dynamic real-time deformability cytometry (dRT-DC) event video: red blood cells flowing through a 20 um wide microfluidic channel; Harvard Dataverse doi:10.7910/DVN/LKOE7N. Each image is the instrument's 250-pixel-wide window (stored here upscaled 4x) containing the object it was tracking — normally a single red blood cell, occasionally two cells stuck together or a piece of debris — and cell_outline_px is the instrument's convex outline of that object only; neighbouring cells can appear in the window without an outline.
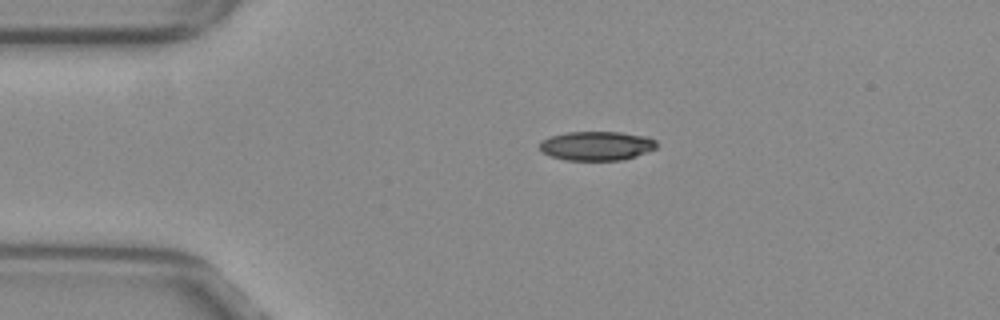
{"species": "common noctule bat (a hibernating species)", "species_latin": "Nyctalus noctula", "temperature_condition": "warm", "stored_images_in_passage": 43, "camera_frame_rate_fps": 3000, "um_per_image_px": 0.085, "animal": {"sex": "female", "body_mass_g": 29.2, "forearm_length_mm": 56.3}, "frame": {"image": 1, "passage_image": 1, "time_ms": 0.0, "image_size_px": [1000, 320], "cell_outline_px": [[656, 148], [636, 156], [624, 160], [564, 160], [540, 152], [540, 140], [552, 136], [568, 132], [620, 132], [648, 136], [656, 140]], "centroid_in_image_um": [50.71, 12.39], "position_along_channel_um": 34.3, "area_um2": 19.94}}
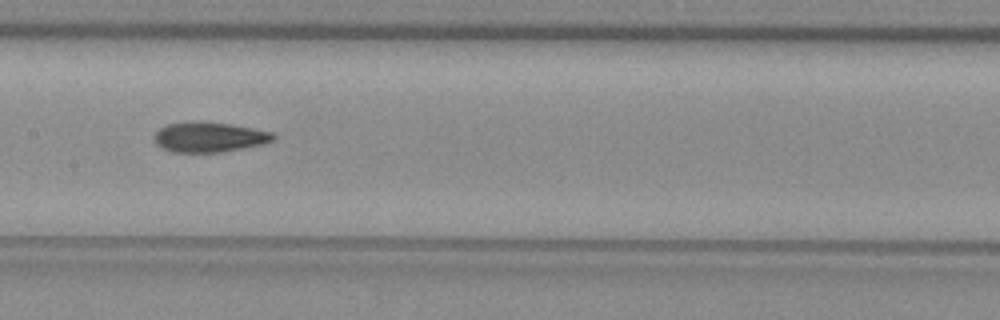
{"frame": {"image": 2, "passage_image": 16, "time_ms": 5.0, "image_size_px": [1000, 320], "cell_outline_px": [[276, 136], [272, 140], [264, 144], [220, 152], [172, 152], [160, 148], [156, 144], [156, 132], [160, 128], [168, 124], [228, 124], [252, 128], [272, 132]], "centroid_in_image_um": [17.81, 11.7], "position_along_channel_um": 189.6, "area_um2": 19.88}}
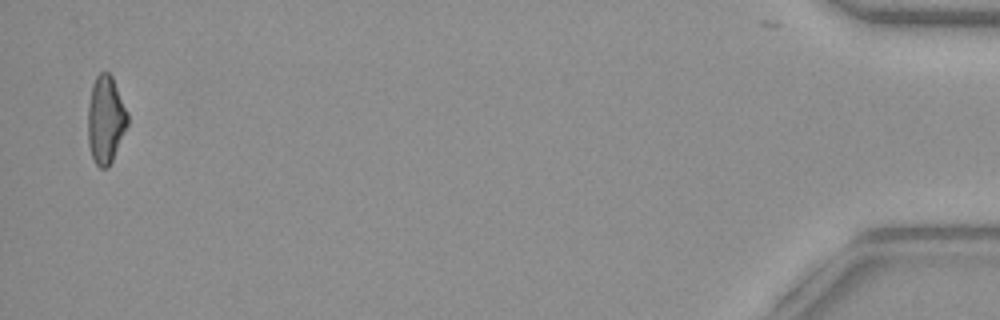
{"frame": {"image": 3, "passage_image": 42, "time_ms": 13.667, "image_size_px": [1000, 320], "cell_outline_px": [[128, 124], [112, 160], [108, 168], [100, 168], [96, 164], [92, 156], [88, 144], [88, 104], [92, 84], [96, 76], [100, 72], [108, 72], [112, 76], [128, 112]], "centroid_in_image_um": [8.97, 10.16], "position_along_channel_um": 426.2, "area_um2": 20.29}, "authors_computed_cell_mechanics": {"area_um2": 20.808, "velocity_mm_per_s": 3.8614, "shape_relaxation_time_tau1_ms": 10.85, "shape_relaxation_time_tau2_ms": 3.9703, "deformation_change_tau1": 0.2551, "deformation_change_tau2": 0.1187}}